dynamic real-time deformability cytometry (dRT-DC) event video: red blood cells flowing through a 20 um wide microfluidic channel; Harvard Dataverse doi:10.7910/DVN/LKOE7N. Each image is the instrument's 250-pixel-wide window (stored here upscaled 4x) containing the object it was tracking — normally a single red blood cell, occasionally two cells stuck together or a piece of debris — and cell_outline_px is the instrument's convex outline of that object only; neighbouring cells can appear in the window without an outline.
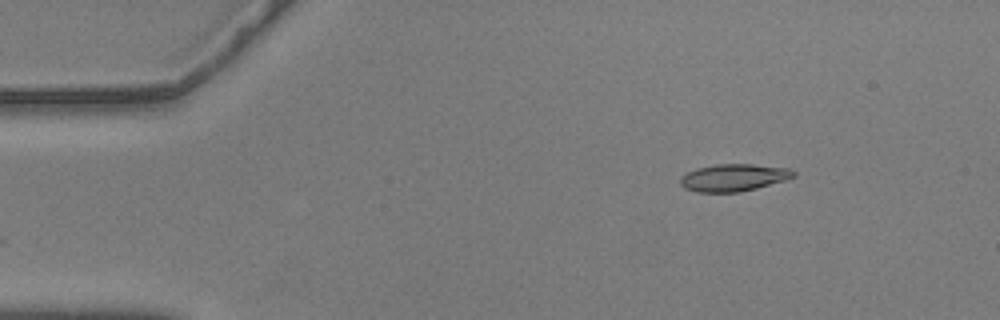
{"species": "common noctule bat (a hibernating species)", "species_latin": "Nyctalus noctula", "temperature_condition": "warm", "stored_images_in_passage": 42, "camera_frame_rate_fps": 3000, "um_per_image_px": 0.085, "animal": {"sex": "male", "body_mass_g": 20.5, "forearm_length_mm": 52.5}, "frame": {"image": 1, "passage_image": 1, "time_ms": 0.0, "image_size_px": [1000, 320], "cell_outline_px": [[796, 176], [784, 180], [756, 188], [740, 192], [696, 192], [684, 188], [680, 184], [680, 176], [696, 168], [716, 164], [752, 164], [788, 168], [796, 172]], "centroid_in_image_um": [62.33, 15.09], "position_along_channel_um": 22.7, "area_um2": 17.98}}
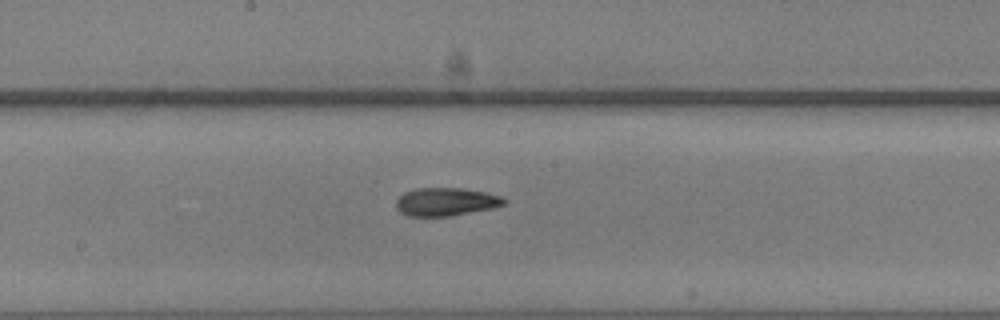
{"frame": {"image": 2, "passage_image": 23, "time_ms": 7.333, "image_size_px": [1000, 320], "cell_outline_px": [[508, 200], [504, 204], [492, 208], [452, 216], [408, 216], [400, 212], [396, 208], [396, 200], [404, 192], [416, 188], [464, 188], [484, 192], [500, 196]], "centroid_in_image_um": [37.88, 17.15], "position_along_channel_um": 210.3, "area_um2": 17.74}}
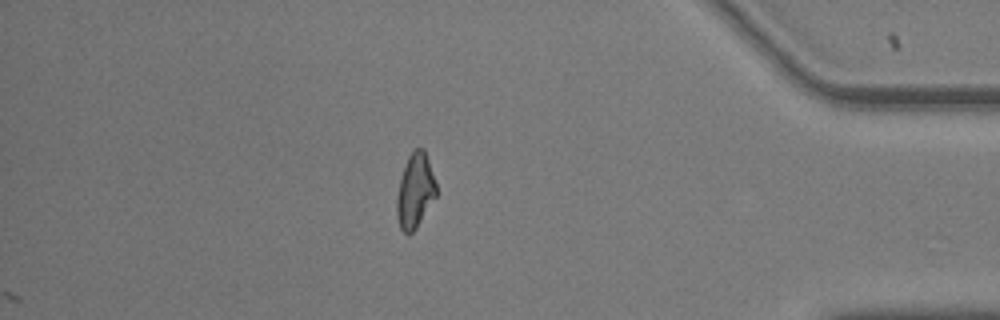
{"frame": {"image": 3, "passage_image": 42, "time_ms": 13.667, "image_size_px": [1000, 320], "cell_outline_px": [[436, 196], [416, 228], [408, 236], [400, 228], [396, 216], [396, 196], [400, 176], [408, 156], [416, 148], [424, 148], [436, 184]], "centroid_in_image_um": [35.25, 16.24], "position_along_channel_um": 399.9, "area_um2": 17.17}, "authors_computed_cell_mechanics": {"area_um2": 17.7735, "velocity_mm_per_s": 3.5822, "shape_relaxation_time_tau1_ms": 7.1662, "shape_relaxation_time_tau2_ms": 4.21, "deformation_change_tau1": 0.1621, "deformation_change_tau2": 0.1307}}